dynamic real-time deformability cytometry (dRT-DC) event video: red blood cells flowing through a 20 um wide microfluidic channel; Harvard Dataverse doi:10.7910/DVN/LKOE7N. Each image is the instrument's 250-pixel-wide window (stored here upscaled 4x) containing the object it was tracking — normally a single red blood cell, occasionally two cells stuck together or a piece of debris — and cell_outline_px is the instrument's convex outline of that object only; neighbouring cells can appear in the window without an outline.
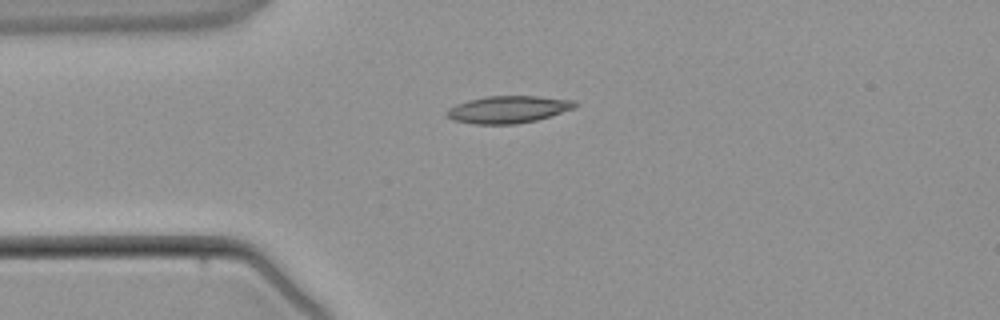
{"species": "common noctule bat (a hibernating species)", "species_latin": "Nyctalus noctula", "temperature_condition": "warm", "stored_images_in_passage": 2, "camera_frame_rate_fps": 3000, "um_per_image_px": 0.085, "animal": {"sex": "male", "body_mass_g": 21.5, "forearm_length_mm": 52.0}, "frame": {"image": 1, "passage_image": 1, "time_ms": 0.0, "image_size_px": [1000, 320], "cell_outline_px": [[580, 104], [576, 108], [536, 120], [516, 124], [472, 124], [452, 120], [448, 116], [448, 108], [456, 104], [468, 100], [488, 96], [536, 96], [572, 100]], "centroid_in_image_um": [43.21, 9.3], "position_along_channel_um": 41.8, "area_um2": 20.29}}
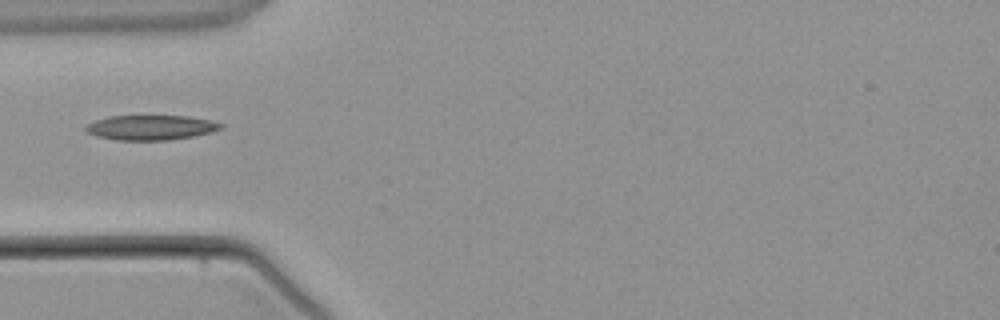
{"frame": {"image": 2, "passage_image": 2, "time_ms": 1.0, "image_size_px": [1000, 320], "cell_outline_px": [[224, 128], [212, 132], [192, 136], [168, 140], [116, 140], [96, 136], [88, 132], [84, 128], [88, 124], [96, 120], [108, 116], [188, 116], [208, 120], [224, 124]], "centroid_in_image_um": [12.83, 10.84], "position_along_channel_um": 72.2, "area_um2": 19.48}}